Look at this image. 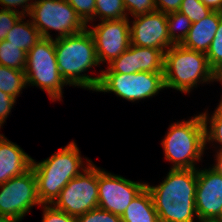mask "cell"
I'll return each instance as SVG.
<instances>
[{"label":"cell","mask_w":222,"mask_h":222,"mask_svg":"<svg viewBox=\"0 0 222 222\" xmlns=\"http://www.w3.org/2000/svg\"><path fill=\"white\" fill-rule=\"evenodd\" d=\"M159 222H195L197 169H170L162 183L146 184Z\"/></svg>","instance_id":"obj_1"},{"label":"cell","mask_w":222,"mask_h":222,"mask_svg":"<svg viewBox=\"0 0 222 222\" xmlns=\"http://www.w3.org/2000/svg\"><path fill=\"white\" fill-rule=\"evenodd\" d=\"M54 45L58 68L65 82L69 86L95 91L101 76L91 77L84 73L100 65L88 28L75 35L55 38Z\"/></svg>","instance_id":"obj_2"},{"label":"cell","mask_w":222,"mask_h":222,"mask_svg":"<svg viewBox=\"0 0 222 222\" xmlns=\"http://www.w3.org/2000/svg\"><path fill=\"white\" fill-rule=\"evenodd\" d=\"M83 164L80 150L73 141L60 148L47 159L36 162L32 159L31 167L37 181V194L42 204H52L68 182L78 176L92 162ZM80 169V170H79Z\"/></svg>","instance_id":"obj_3"},{"label":"cell","mask_w":222,"mask_h":222,"mask_svg":"<svg viewBox=\"0 0 222 222\" xmlns=\"http://www.w3.org/2000/svg\"><path fill=\"white\" fill-rule=\"evenodd\" d=\"M165 88L190 93L198 83L217 81L218 76L210 68L206 54L173 45L164 53Z\"/></svg>","instance_id":"obj_4"},{"label":"cell","mask_w":222,"mask_h":222,"mask_svg":"<svg viewBox=\"0 0 222 222\" xmlns=\"http://www.w3.org/2000/svg\"><path fill=\"white\" fill-rule=\"evenodd\" d=\"M161 144L166 160L173 163L171 169H197L206 147L202 114L171 124Z\"/></svg>","instance_id":"obj_5"},{"label":"cell","mask_w":222,"mask_h":222,"mask_svg":"<svg viewBox=\"0 0 222 222\" xmlns=\"http://www.w3.org/2000/svg\"><path fill=\"white\" fill-rule=\"evenodd\" d=\"M24 69L27 85L45 90L51 100H61L68 85L62 78L55 54L54 39L41 38L28 52Z\"/></svg>","instance_id":"obj_6"},{"label":"cell","mask_w":222,"mask_h":222,"mask_svg":"<svg viewBox=\"0 0 222 222\" xmlns=\"http://www.w3.org/2000/svg\"><path fill=\"white\" fill-rule=\"evenodd\" d=\"M28 16L42 38L53 39L49 30L58 31L56 38H61L88 27L66 0H35Z\"/></svg>","instance_id":"obj_7"},{"label":"cell","mask_w":222,"mask_h":222,"mask_svg":"<svg viewBox=\"0 0 222 222\" xmlns=\"http://www.w3.org/2000/svg\"><path fill=\"white\" fill-rule=\"evenodd\" d=\"M100 76L96 92H113L131 102L153 97L165 89L163 73H100Z\"/></svg>","instance_id":"obj_8"},{"label":"cell","mask_w":222,"mask_h":222,"mask_svg":"<svg viewBox=\"0 0 222 222\" xmlns=\"http://www.w3.org/2000/svg\"><path fill=\"white\" fill-rule=\"evenodd\" d=\"M52 205L74 217L98 208V167L91 162L68 182Z\"/></svg>","instance_id":"obj_9"},{"label":"cell","mask_w":222,"mask_h":222,"mask_svg":"<svg viewBox=\"0 0 222 222\" xmlns=\"http://www.w3.org/2000/svg\"><path fill=\"white\" fill-rule=\"evenodd\" d=\"M0 216L23 219L35 205H42L32 167L20 176L0 184Z\"/></svg>","instance_id":"obj_10"},{"label":"cell","mask_w":222,"mask_h":222,"mask_svg":"<svg viewBox=\"0 0 222 222\" xmlns=\"http://www.w3.org/2000/svg\"><path fill=\"white\" fill-rule=\"evenodd\" d=\"M146 183L131 181L98 167V207L122 216Z\"/></svg>","instance_id":"obj_11"},{"label":"cell","mask_w":222,"mask_h":222,"mask_svg":"<svg viewBox=\"0 0 222 222\" xmlns=\"http://www.w3.org/2000/svg\"><path fill=\"white\" fill-rule=\"evenodd\" d=\"M128 17L120 20H103L89 28L99 63H111L126 51L130 42V24Z\"/></svg>","instance_id":"obj_12"},{"label":"cell","mask_w":222,"mask_h":222,"mask_svg":"<svg viewBox=\"0 0 222 222\" xmlns=\"http://www.w3.org/2000/svg\"><path fill=\"white\" fill-rule=\"evenodd\" d=\"M195 207L198 222H215L222 211V172L215 166L197 168Z\"/></svg>","instance_id":"obj_13"},{"label":"cell","mask_w":222,"mask_h":222,"mask_svg":"<svg viewBox=\"0 0 222 222\" xmlns=\"http://www.w3.org/2000/svg\"><path fill=\"white\" fill-rule=\"evenodd\" d=\"M130 25V42L132 45L156 48L164 53L174 44L168 36L167 14L153 11L134 17Z\"/></svg>","instance_id":"obj_14"},{"label":"cell","mask_w":222,"mask_h":222,"mask_svg":"<svg viewBox=\"0 0 222 222\" xmlns=\"http://www.w3.org/2000/svg\"><path fill=\"white\" fill-rule=\"evenodd\" d=\"M31 164L30 155L0 134V184L22 175L31 168Z\"/></svg>","instance_id":"obj_15"},{"label":"cell","mask_w":222,"mask_h":222,"mask_svg":"<svg viewBox=\"0 0 222 222\" xmlns=\"http://www.w3.org/2000/svg\"><path fill=\"white\" fill-rule=\"evenodd\" d=\"M222 12L213 11L207 17L192 23L183 47L206 54L218 29Z\"/></svg>","instance_id":"obj_16"},{"label":"cell","mask_w":222,"mask_h":222,"mask_svg":"<svg viewBox=\"0 0 222 222\" xmlns=\"http://www.w3.org/2000/svg\"><path fill=\"white\" fill-rule=\"evenodd\" d=\"M122 222H159L152 196L145 187L126 208Z\"/></svg>","instance_id":"obj_17"},{"label":"cell","mask_w":222,"mask_h":222,"mask_svg":"<svg viewBox=\"0 0 222 222\" xmlns=\"http://www.w3.org/2000/svg\"><path fill=\"white\" fill-rule=\"evenodd\" d=\"M134 73L164 71V52L156 48H146L132 45Z\"/></svg>","instance_id":"obj_18"},{"label":"cell","mask_w":222,"mask_h":222,"mask_svg":"<svg viewBox=\"0 0 222 222\" xmlns=\"http://www.w3.org/2000/svg\"><path fill=\"white\" fill-rule=\"evenodd\" d=\"M23 20L24 16H21L9 30L5 40L27 53L42 37L31 19L26 22Z\"/></svg>","instance_id":"obj_19"},{"label":"cell","mask_w":222,"mask_h":222,"mask_svg":"<svg viewBox=\"0 0 222 222\" xmlns=\"http://www.w3.org/2000/svg\"><path fill=\"white\" fill-rule=\"evenodd\" d=\"M27 81L24 70H17L0 65V90L17 98L26 88Z\"/></svg>","instance_id":"obj_20"},{"label":"cell","mask_w":222,"mask_h":222,"mask_svg":"<svg viewBox=\"0 0 222 222\" xmlns=\"http://www.w3.org/2000/svg\"><path fill=\"white\" fill-rule=\"evenodd\" d=\"M27 53L14 44L2 40L0 42V65L24 70L26 66Z\"/></svg>","instance_id":"obj_21"},{"label":"cell","mask_w":222,"mask_h":222,"mask_svg":"<svg viewBox=\"0 0 222 222\" xmlns=\"http://www.w3.org/2000/svg\"><path fill=\"white\" fill-rule=\"evenodd\" d=\"M168 36L174 45H181L188 35L192 22L179 11L167 14ZM182 29L177 34L176 30Z\"/></svg>","instance_id":"obj_22"},{"label":"cell","mask_w":222,"mask_h":222,"mask_svg":"<svg viewBox=\"0 0 222 222\" xmlns=\"http://www.w3.org/2000/svg\"><path fill=\"white\" fill-rule=\"evenodd\" d=\"M123 0H96L95 17L103 20H120L128 17Z\"/></svg>","instance_id":"obj_23"},{"label":"cell","mask_w":222,"mask_h":222,"mask_svg":"<svg viewBox=\"0 0 222 222\" xmlns=\"http://www.w3.org/2000/svg\"><path fill=\"white\" fill-rule=\"evenodd\" d=\"M202 117L205 125V138L207 142H216L220 144V148L216 153H222V110L216 107L213 115L208 118V113H202ZM208 121V122H207ZM208 124L210 126L208 127Z\"/></svg>","instance_id":"obj_24"},{"label":"cell","mask_w":222,"mask_h":222,"mask_svg":"<svg viewBox=\"0 0 222 222\" xmlns=\"http://www.w3.org/2000/svg\"><path fill=\"white\" fill-rule=\"evenodd\" d=\"M207 61L210 68L217 76L222 75V18L220 19L218 29L214 39L211 42L210 48L206 53Z\"/></svg>","instance_id":"obj_25"},{"label":"cell","mask_w":222,"mask_h":222,"mask_svg":"<svg viewBox=\"0 0 222 222\" xmlns=\"http://www.w3.org/2000/svg\"><path fill=\"white\" fill-rule=\"evenodd\" d=\"M178 11L186 15L192 23L200 21L213 12L200 0H182Z\"/></svg>","instance_id":"obj_26"},{"label":"cell","mask_w":222,"mask_h":222,"mask_svg":"<svg viewBox=\"0 0 222 222\" xmlns=\"http://www.w3.org/2000/svg\"><path fill=\"white\" fill-rule=\"evenodd\" d=\"M101 73H134V62L132 56V44L124 51L119 57L109 63L107 70L101 71Z\"/></svg>","instance_id":"obj_27"},{"label":"cell","mask_w":222,"mask_h":222,"mask_svg":"<svg viewBox=\"0 0 222 222\" xmlns=\"http://www.w3.org/2000/svg\"><path fill=\"white\" fill-rule=\"evenodd\" d=\"M76 222H122L121 216L95 208L76 217Z\"/></svg>","instance_id":"obj_28"},{"label":"cell","mask_w":222,"mask_h":222,"mask_svg":"<svg viewBox=\"0 0 222 222\" xmlns=\"http://www.w3.org/2000/svg\"><path fill=\"white\" fill-rule=\"evenodd\" d=\"M76 11L81 20L88 25L90 21L95 20V2L96 0H66Z\"/></svg>","instance_id":"obj_29"},{"label":"cell","mask_w":222,"mask_h":222,"mask_svg":"<svg viewBox=\"0 0 222 222\" xmlns=\"http://www.w3.org/2000/svg\"><path fill=\"white\" fill-rule=\"evenodd\" d=\"M123 3L127 13L132 17L157 11L155 0H123Z\"/></svg>","instance_id":"obj_30"},{"label":"cell","mask_w":222,"mask_h":222,"mask_svg":"<svg viewBox=\"0 0 222 222\" xmlns=\"http://www.w3.org/2000/svg\"><path fill=\"white\" fill-rule=\"evenodd\" d=\"M42 222H76V217L55 208L52 204H42Z\"/></svg>","instance_id":"obj_31"},{"label":"cell","mask_w":222,"mask_h":222,"mask_svg":"<svg viewBox=\"0 0 222 222\" xmlns=\"http://www.w3.org/2000/svg\"><path fill=\"white\" fill-rule=\"evenodd\" d=\"M22 15L18 12L6 9L0 10V42L6 39L9 30L13 28L15 23Z\"/></svg>","instance_id":"obj_32"},{"label":"cell","mask_w":222,"mask_h":222,"mask_svg":"<svg viewBox=\"0 0 222 222\" xmlns=\"http://www.w3.org/2000/svg\"><path fill=\"white\" fill-rule=\"evenodd\" d=\"M29 1L31 2L29 3ZM34 2V0H0V5L4 7H2L1 9L18 12L25 17L26 14L27 16L30 14ZM16 6H21L23 10L19 11L15 9Z\"/></svg>","instance_id":"obj_33"},{"label":"cell","mask_w":222,"mask_h":222,"mask_svg":"<svg viewBox=\"0 0 222 222\" xmlns=\"http://www.w3.org/2000/svg\"><path fill=\"white\" fill-rule=\"evenodd\" d=\"M16 102V98L0 90V128Z\"/></svg>","instance_id":"obj_34"},{"label":"cell","mask_w":222,"mask_h":222,"mask_svg":"<svg viewBox=\"0 0 222 222\" xmlns=\"http://www.w3.org/2000/svg\"><path fill=\"white\" fill-rule=\"evenodd\" d=\"M182 0H155L157 11L164 14L177 12L180 9Z\"/></svg>","instance_id":"obj_35"},{"label":"cell","mask_w":222,"mask_h":222,"mask_svg":"<svg viewBox=\"0 0 222 222\" xmlns=\"http://www.w3.org/2000/svg\"><path fill=\"white\" fill-rule=\"evenodd\" d=\"M212 11L222 12V0H200Z\"/></svg>","instance_id":"obj_36"},{"label":"cell","mask_w":222,"mask_h":222,"mask_svg":"<svg viewBox=\"0 0 222 222\" xmlns=\"http://www.w3.org/2000/svg\"><path fill=\"white\" fill-rule=\"evenodd\" d=\"M216 164H214V166L222 172V153H217L216 157Z\"/></svg>","instance_id":"obj_37"},{"label":"cell","mask_w":222,"mask_h":222,"mask_svg":"<svg viewBox=\"0 0 222 222\" xmlns=\"http://www.w3.org/2000/svg\"><path fill=\"white\" fill-rule=\"evenodd\" d=\"M20 221L21 219L18 218L0 216V222H20Z\"/></svg>","instance_id":"obj_38"},{"label":"cell","mask_w":222,"mask_h":222,"mask_svg":"<svg viewBox=\"0 0 222 222\" xmlns=\"http://www.w3.org/2000/svg\"><path fill=\"white\" fill-rule=\"evenodd\" d=\"M217 81H219V82L222 84V75H221V76H218ZM221 98H222V97H221ZM218 107L222 110V99H221V101L219 102Z\"/></svg>","instance_id":"obj_39"},{"label":"cell","mask_w":222,"mask_h":222,"mask_svg":"<svg viewBox=\"0 0 222 222\" xmlns=\"http://www.w3.org/2000/svg\"><path fill=\"white\" fill-rule=\"evenodd\" d=\"M215 222H222V211H221L219 218Z\"/></svg>","instance_id":"obj_40"}]
</instances>
